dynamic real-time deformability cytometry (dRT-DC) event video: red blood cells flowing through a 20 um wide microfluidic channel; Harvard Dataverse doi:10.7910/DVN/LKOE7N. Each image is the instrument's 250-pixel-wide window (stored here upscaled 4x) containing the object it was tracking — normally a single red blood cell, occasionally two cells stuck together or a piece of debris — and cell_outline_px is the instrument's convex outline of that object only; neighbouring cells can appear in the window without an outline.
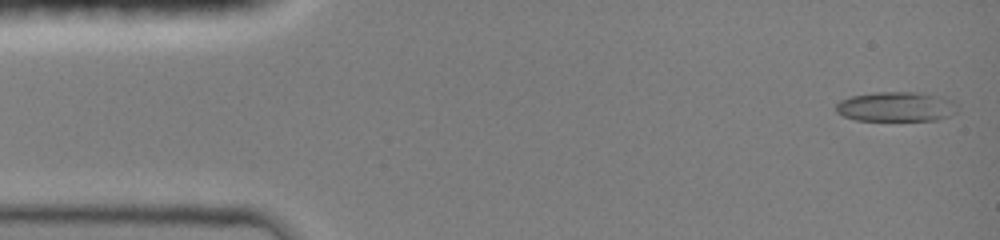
{"species": "common noctule bat (a hibernating species)", "species_latin": "Nyctalus noctula", "temperature_condition": "room temperature", "stored_images_in_passage": 8, "camera_frame_rate_fps": 3000, "um_per_image_px": 0.085, "animal": {"sex": "female", "body_mass_g": 19.0, "forearm_length_mm": 51.5}, "frame": {"image": 1, "passage_image": 1, "time_ms": 0.0, "image_size_px": [1000, 240], "cell_outline_px": [[956, 112], [948, 116], [936, 120], [856, 120], [844, 116], [836, 112], [836, 104], [840, 100], [852, 96], [876, 92], [924, 92], [956, 100]], "centroid_in_image_um": [76.2, 9.05], "position_along_channel_um": 8.8, "area_um2": 21.15}}